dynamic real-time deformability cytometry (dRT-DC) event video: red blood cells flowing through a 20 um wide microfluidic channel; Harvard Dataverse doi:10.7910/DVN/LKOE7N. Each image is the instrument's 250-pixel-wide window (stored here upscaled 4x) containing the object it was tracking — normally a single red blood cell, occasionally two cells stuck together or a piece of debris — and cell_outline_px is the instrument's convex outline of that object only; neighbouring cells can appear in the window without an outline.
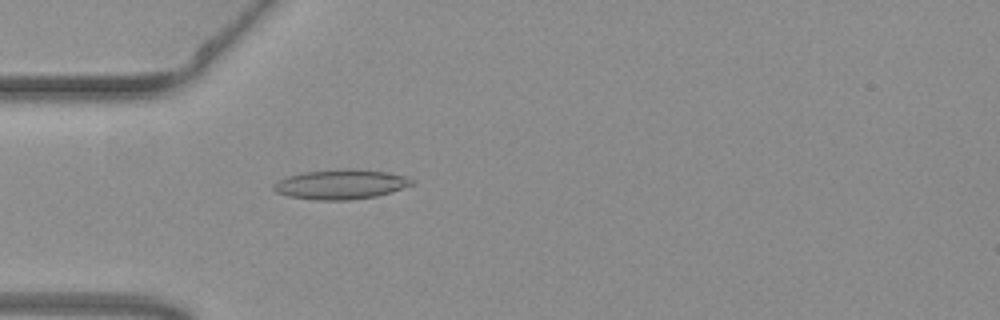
{"species": "common noctule bat (a hibernating species)", "species_latin": "Nyctalus noctula", "temperature_condition": "warm", "stored_images_in_passage": 42, "camera_frame_rate_fps": 3000, "um_per_image_px": 0.085, "animal": {"sex": "female", "body_mass_g": 19.3, "forearm_length_mm": 54.1}, "frame": {"image": 1, "passage_image": 8, "time_ms": 2.333, "image_size_px": [1000, 320], "cell_outline_px": [[416, 180], [412, 184], [392, 192], [376, 196], [348, 200], [316, 200], [288, 196], [276, 192], [272, 188], [272, 184], [288, 176], [304, 172], [336, 168], [356, 168], [388, 172], [404, 176]], "centroid_in_image_um": [28.97, 15.65], "position_along_channel_um": 56.0, "area_um2": 24.16}}
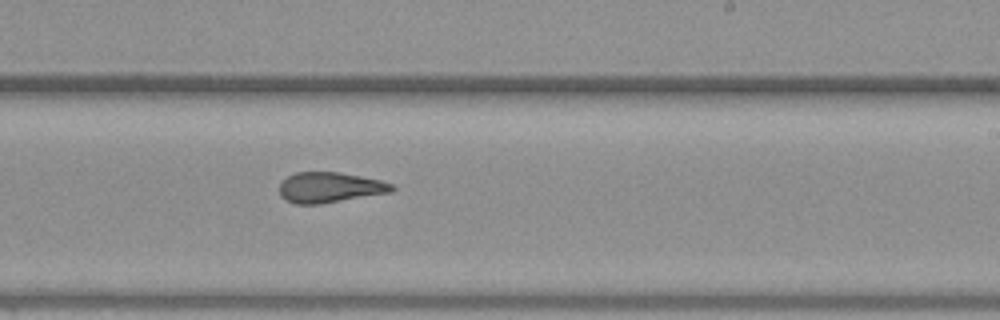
{"frame": {"image": 2, "passage_image": 25, "time_ms": 8.0, "image_size_px": [1000, 320], "cell_outline_px": [[396, 188], [392, 192], [320, 204], [296, 204], [284, 200], [280, 196], [280, 184], [288, 176], [296, 172], [336, 172], [360, 176], [380, 180], [392, 184]], "centroid_in_image_um": [28.02, 15.94], "position_along_channel_um": 261.0, "area_um2": 19.88}}
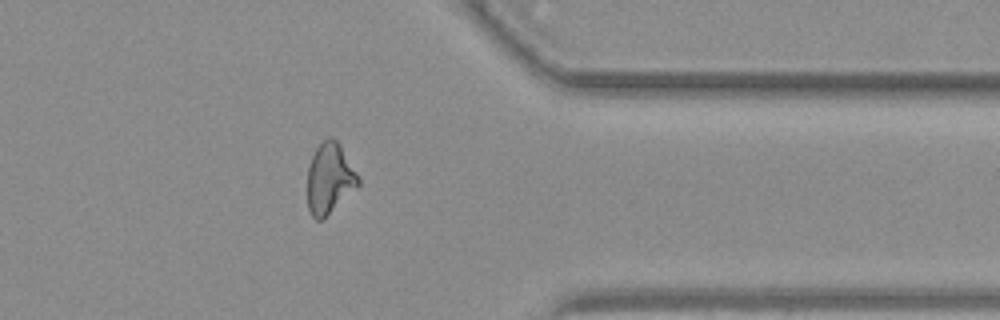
{"frame": {"image": 3, "passage_image": 36, "time_ms": 11.667, "image_size_px": [1000, 320], "cell_outline_px": [[360, 184], [324, 220], [316, 220], [312, 216], [308, 208], [308, 168], [312, 156], [316, 148], [328, 136], [332, 136], [340, 144], [356, 172], [360, 180]], "centroid_in_image_um": [28.01, 15.19], "position_along_channel_um": 383.4, "area_um2": 20.92}, "authors_computed_cell_mechanics": {"area_um2": 20.7213, "velocity_mm_per_s": 3.7001, "shape_relaxation_time_tau1_ms": null, "shape_relaxation_time_tau2_ms": 3.5258, "deformation_change_tau1": null, "deformation_change_tau2": 0.1341}}